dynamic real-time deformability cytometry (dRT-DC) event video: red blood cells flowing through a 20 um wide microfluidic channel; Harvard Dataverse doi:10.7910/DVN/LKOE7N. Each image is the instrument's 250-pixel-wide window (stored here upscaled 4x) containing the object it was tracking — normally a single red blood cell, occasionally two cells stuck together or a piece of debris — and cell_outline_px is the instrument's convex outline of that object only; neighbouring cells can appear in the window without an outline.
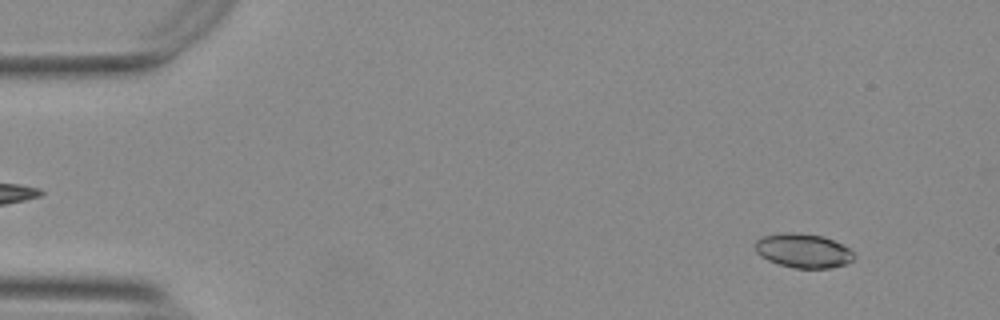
{"species": "Egyptian fruit bat (a non-hibernating species)", "species_latin": "Rousettus aegyptiacus", "temperature_condition": "warm", "stored_images_in_passage": 54, "camera_frame_rate_fps": 3000, "um_per_image_px": 0.085, "animal": {"sex": "female"}, "frame": {"image": 1, "passage_image": 5, "time_ms": 1.333, "image_size_px": [1000, 320], "cell_outline_px": [[856, 256], [852, 260], [844, 264], [828, 268], [796, 268], [780, 264], [768, 260], [760, 256], [756, 252], [756, 240], [764, 236], [780, 232], [796, 232], [824, 236], [848, 248]], "centroid_in_image_um": [68.25, 21.29], "position_along_channel_um": 16.7, "area_um2": 19.54}}
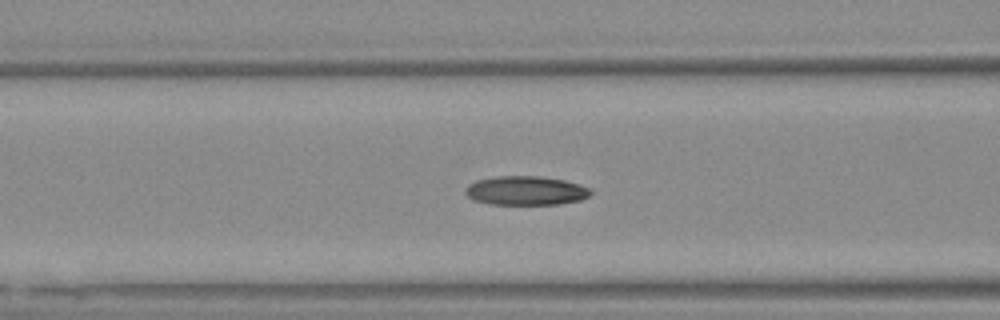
{"frame": {"image": 2, "passage_image": 22, "time_ms": 7.0, "image_size_px": [1000, 320], "cell_outline_px": [[592, 192], [588, 196], [580, 200], [556, 204], [488, 204], [472, 200], [464, 192], [468, 184], [476, 180], [496, 176], [540, 176], [564, 180], [588, 188]], "centroid_in_image_um": [44.63, 16.2], "position_along_channel_um": 122.0, "area_um2": 21.1}}
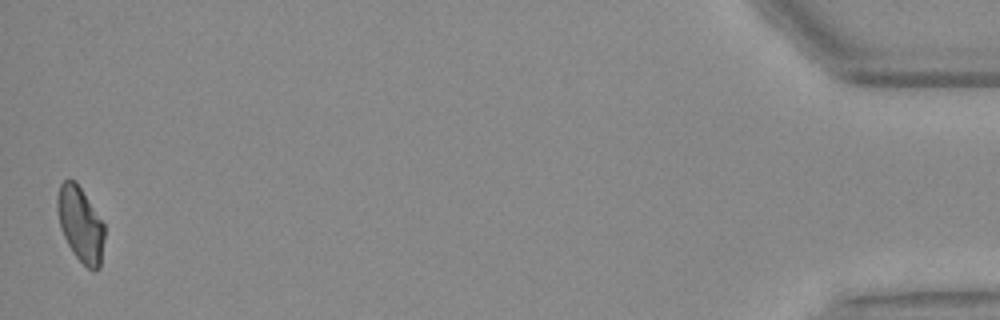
{"frame": {"image": 3, "passage_image": 54, "time_ms": 17.667, "image_size_px": [1000, 320], "cell_outline_px": [[104, 236], [100, 268], [88, 268], [76, 256], [68, 244], [60, 228], [56, 208], [56, 200], [60, 184], [64, 180], [76, 180], [104, 224]], "centroid_in_image_um": [6.82, 19.02], "position_along_channel_um": 428.4, "area_um2": 20.35}, "authors_computed_cell_mechanics": {"area_um2": 21.0103, "velocity_mm_per_s": 3.7508, "shape_relaxation_time_tau1_ms": 8.9772, "shape_relaxation_time_tau2_ms": 5.7373, "deformation_change_tau1": 0.1674, "deformation_change_tau2": 0.1441}}